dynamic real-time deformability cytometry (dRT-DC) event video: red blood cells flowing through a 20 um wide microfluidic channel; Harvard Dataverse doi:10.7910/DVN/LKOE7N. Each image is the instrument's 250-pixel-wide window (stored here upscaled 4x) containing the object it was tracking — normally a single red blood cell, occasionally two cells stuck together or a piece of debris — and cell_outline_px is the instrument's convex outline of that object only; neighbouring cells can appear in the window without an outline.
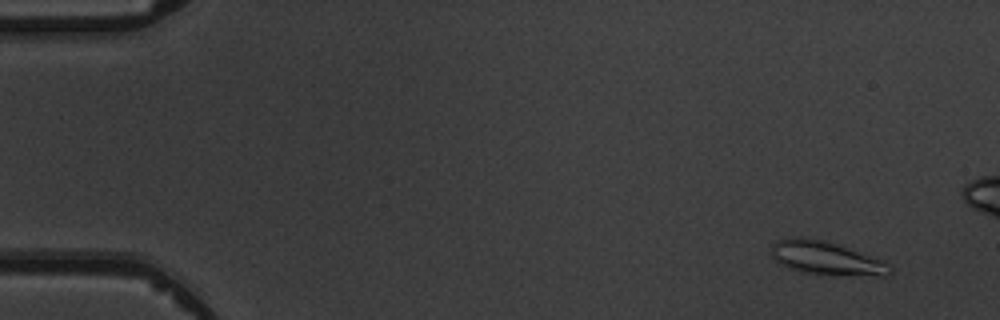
{"species": "common noctule bat (a hibernating species)", "species_latin": "Nyctalus noctula", "temperature_condition": "warm", "stored_images_in_passage": 5, "camera_frame_rate_fps": 3000, "um_per_image_px": 0.085, "animal": {"sex": "male", "body_mass_g": 19.5, "forearm_length_mm": 54.6}, "frame": {"image": 1, "passage_image": 1, "time_ms": 0.0, "image_size_px": [1000, 320], "cell_outline_px": [[892, 272], [884, 276], [820, 276], [788, 268], [776, 260], [772, 252], [772, 244], [776, 240], [800, 236], [824, 240], [888, 260], [892, 268]], "centroid_in_image_um": [70.33, 21.97], "position_along_channel_um": 14.7, "area_um2": 23.87}}